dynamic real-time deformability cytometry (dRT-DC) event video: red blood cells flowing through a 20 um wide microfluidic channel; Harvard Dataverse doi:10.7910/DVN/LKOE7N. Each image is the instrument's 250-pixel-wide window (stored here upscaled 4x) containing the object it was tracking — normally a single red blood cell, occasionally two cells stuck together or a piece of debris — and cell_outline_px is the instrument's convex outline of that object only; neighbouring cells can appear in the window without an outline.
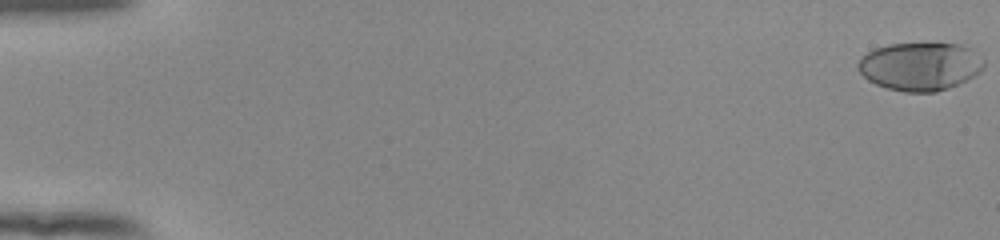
{"species": "human", "species_latin": "Homo sapiens", "temperature_condition": "room temperature", "stored_images_in_passage": 55, "camera_frame_rate_fps": 3000, "um_per_image_px": 0.085, "donor": {"sex": "female"}, "frame": {"image": 1, "passage_image": 1, "time_ms": 0.0, "image_size_px": [1000, 240], "cell_outline_px": [[984, 68], [980, 72], [948, 88], [936, 92], [904, 92], [888, 88], [876, 84], [868, 80], [856, 68], [856, 64], [860, 56], [876, 48], [888, 44], [956, 44], [968, 48], [984, 60]], "centroid_in_image_um": [78.15, 5.65], "position_along_channel_um": 6.8, "area_um2": 35.03}}
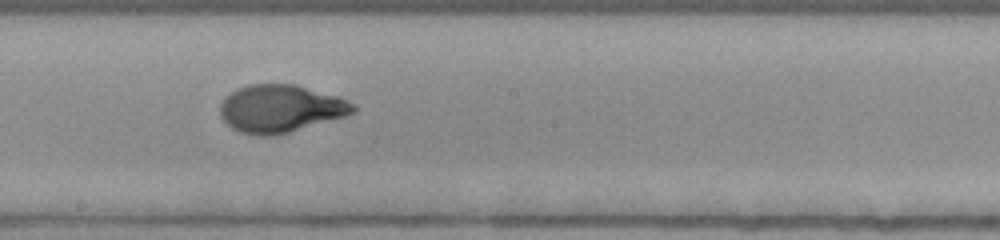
{"frame": {"image": 2, "passage_image": 32, "time_ms": 10.333, "image_size_px": [1000, 240], "cell_outline_px": [[356, 112], [344, 116], [288, 132], [272, 136], [260, 136], [240, 132], [232, 128], [220, 116], [220, 104], [224, 96], [236, 88], [248, 84], [296, 84], [340, 96], [348, 100], [356, 108]], "centroid_in_image_um": [23.82, 9.21], "position_along_channel_um": 224.4, "area_um2": 37.05}}
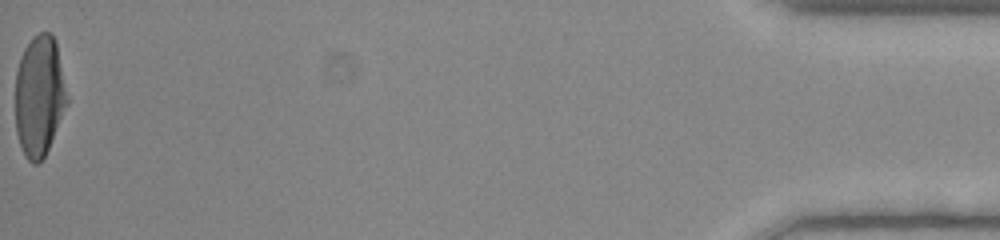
{"frame": {"image": 3, "passage_image": 55, "time_ms": 18.0, "image_size_px": [1000, 240], "cell_outline_px": [[68, 104], [48, 148], [44, 156], [36, 164], [32, 164], [24, 156], [16, 132], [16, 72], [20, 56], [24, 48], [40, 32], [52, 32], [56, 40], [68, 100]], "centroid_in_image_um": [3.34, 8.15], "position_along_channel_um": 431.9, "area_um2": 36.3}, "authors_computed_cell_mechanics": {"area_um2": 36.0672, "velocity_mm_per_s": 3.8983, "shape_relaxation_time_tau1_ms": 5.5919, "shape_relaxation_time_tau2_ms": null, "deformation_change_tau1": 0.2415, "deformation_change_tau2": null}}